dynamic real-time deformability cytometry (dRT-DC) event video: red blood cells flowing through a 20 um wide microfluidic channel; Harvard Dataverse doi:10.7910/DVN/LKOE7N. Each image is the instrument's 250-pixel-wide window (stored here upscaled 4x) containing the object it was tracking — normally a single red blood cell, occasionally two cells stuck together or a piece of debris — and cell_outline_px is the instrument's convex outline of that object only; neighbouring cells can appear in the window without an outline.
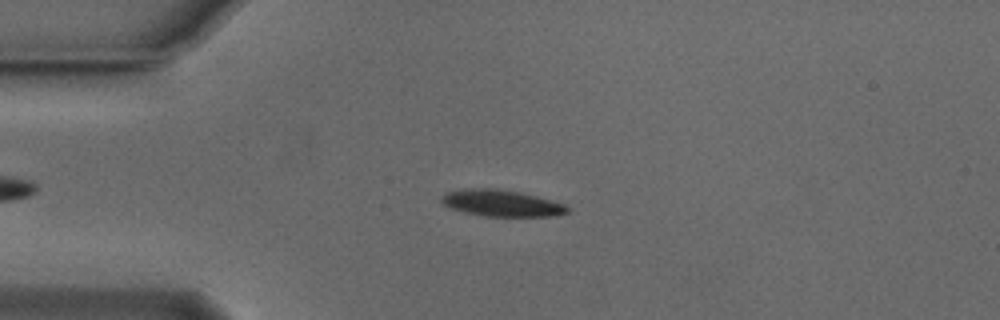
{"species": "Egyptian fruit bat (a non-hibernating species)", "species_latin": "Rousettus aegyptiacus", "temperature_condition": "cold", "stored_images_in_passage": 53, "camera_frame_rate_fps": 3000, "um_per_image_px": 0.085, "animal": {"sex": "male"}, "frame": {"image": 1, "passage_image": 13, "time_ms": 4.0, "image_size_px": [1000, 320], "cell_outline_px": [[568, 212], [552, 216], [484, 216], [464, 212], [452, 208], [444, 204], [440, 200], [444, 192], [464, 188], [496, 188], [520, 192], [536, 196], [564, 204], [568, 208]], "centroid_in_image_um": [42.58, 17.25], "position_along_channel_um": 42.4, "area_um2": 19.36}}
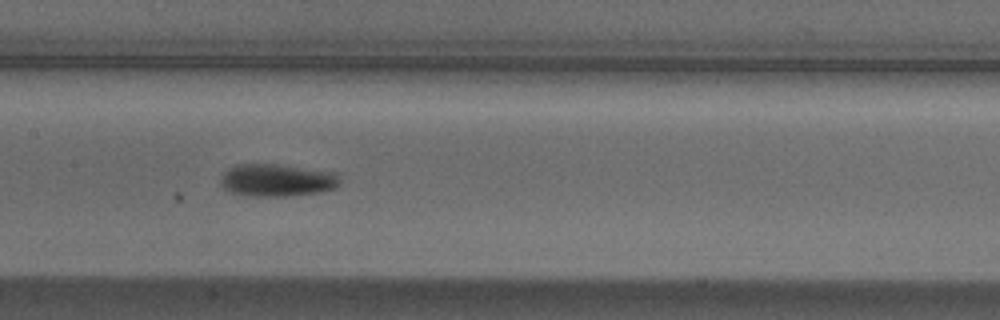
{"frame": {"image": 2, "passage_image": 26, "time_ms": 8.333, "image_size_px": [1000, 320], "cell_outline_px": [[340, 184], [336, 188], [320, 192], [288, 196], [244, 196], [228, 192], [220, 184], [220, 180], [224, 172], [236, 164], [276, 164], [336, 172], [340, 180]], "centroid_in_image_um": [23.53, 15.33], "position_along_channel_um": 183.9, "area_um2": 22.83}}
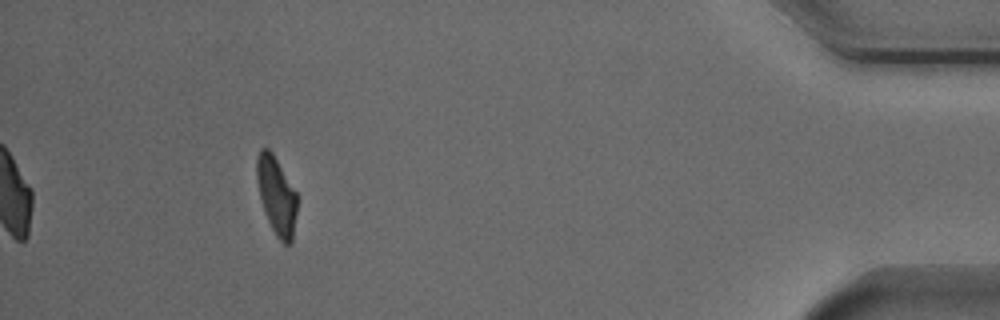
{"frame": {"image": 3, "passage_image": 49, "time_ms": 16.0, "image_size_px": [1000, 320], "cell_outline_px": [[296, 212], [292, 244], [284, 244], [276, 236], [268, 220], [260, 196], [256, 180], [256, 156], [260, 148], [268, 148], [272, 152], [296, 192]], "centroid_in_image_um": [23.49, 16.61], "position_along_channel_um": 411.7, "area_um2": 18.09}, "authors_computed_cell_mechanics": {"area_um2": 19.5942, "velocity_mm_per_s": 3.8085, "shape_relaxation_time_tau1_ms": 2.2723, "shape_relaxation_time_tau2_ms": null, "deformation_change_tau1": 0.1296, "deformation_change_tau2": null}}